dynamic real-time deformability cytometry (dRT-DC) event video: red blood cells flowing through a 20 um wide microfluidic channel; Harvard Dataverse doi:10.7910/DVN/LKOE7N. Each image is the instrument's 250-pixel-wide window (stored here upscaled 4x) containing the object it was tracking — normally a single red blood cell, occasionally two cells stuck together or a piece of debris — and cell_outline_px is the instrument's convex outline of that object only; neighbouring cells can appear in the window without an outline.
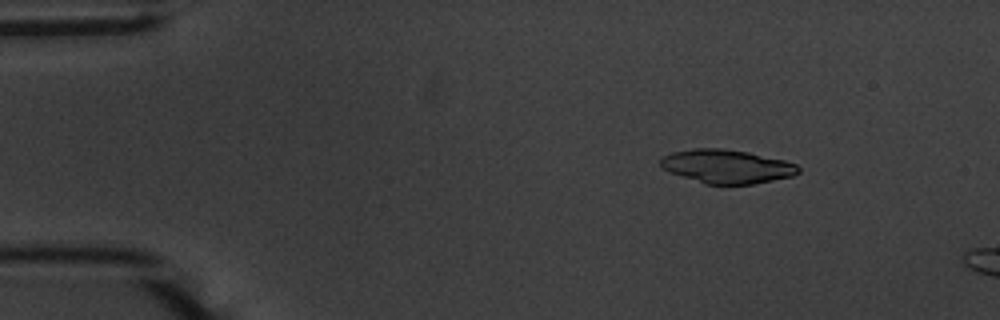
{"species": "common noctule bat (a hibernating species)", "species_latin": "Nyctalus noctula", "temperature_condition": "warm", "stored_images_in_passage": 5, "camera_frame_rate_fps": 3000, "um_per_image_px": 0.085, "animal": {"sex": "male", "body_mass_g": 20.1, "forearm_length_mm": 53.5}, "frame": {"image": 1, "passage_image": 1, "time_ms": 0.0, "image_size_px": [1000, 320], "cell_outline_px": [[800, 172], [792, 176], [752, 184], [704, 184], [672, 172], [664, 168], [660, 164], [660, 160], [664, 156], [672, 152], [692, 148], [724, 148], [748, 152], [784, 160], [796, 164], [800, 168]], "centroid_in_image_um": [61.8, 14.13], "position_along_channel_um": 23.2, "area_um2": 26.88}}